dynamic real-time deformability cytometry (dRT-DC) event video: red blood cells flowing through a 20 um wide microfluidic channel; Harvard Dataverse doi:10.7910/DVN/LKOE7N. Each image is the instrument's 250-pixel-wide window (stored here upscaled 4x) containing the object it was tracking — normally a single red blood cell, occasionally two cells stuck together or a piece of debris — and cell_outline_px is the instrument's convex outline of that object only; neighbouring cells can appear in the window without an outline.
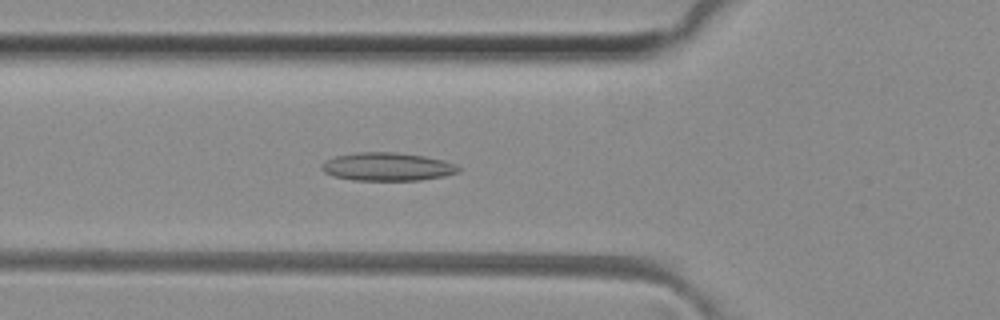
{"species": "common noctule bat (a hibernating species)", "species_latin": "Nyctalus noctula", "temperature_condition": "room temperature", "stored_images_in_passage": 38, "camera_frame_rate_fps": 3000, "um_per_image_px": 0.085, "animal": {"sex": "female", "body_mass_g": 29.2, "forearm_length_mm": 56.3}, "frame": {"image": 1, "passage_image": 6, "time_ms": 1.667, "image_size_px": [1000, 320], "cell_outline_px": [[460, 172], [444, 176], [420, 180], [352, 180], [332, 176], [324, 172], [320, 168], [320, 164], [336, 156], [356, 152], [396, 152], [424, 156], [444, 160], [456, 164], [460, 168]], "centroid_in_image_um": [32.92, 14.17], "position_along_channel_um": 92.9, "area_um2": 22.6}}
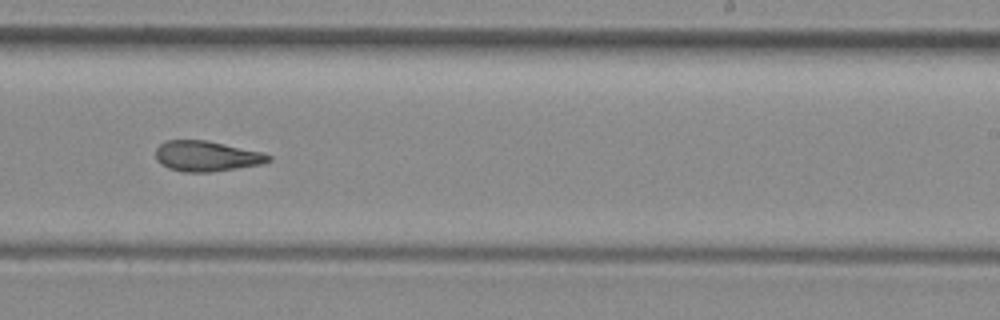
{"frame": {"image": 2, "passage_image": 19, "time_ms": 6.0, "image_size_px": [1000, 320], "cell_outline_px": [[272, 160], [260, 164], [212, 172], [184, 172], [168, 168], [156, 160], [156, 148], [164, 140], [204, 140], [264, 152], [272, 156]], "centroid_in_image_um": [17.55, 13.27], "position_along_channel_um": 271.4, "area_um2": 20.0}}
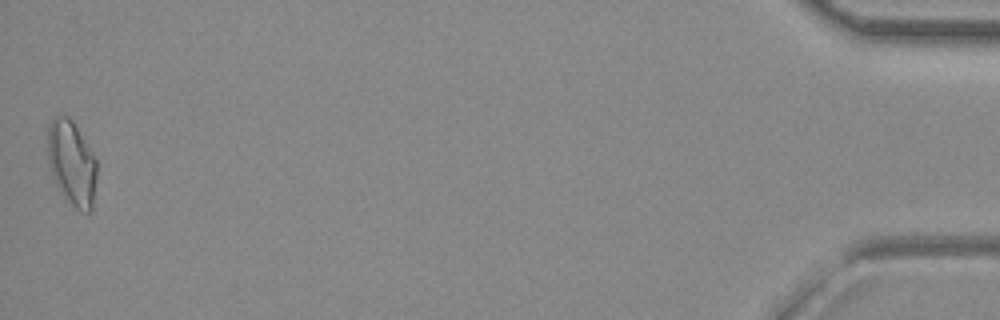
{"frame": {"image": 3, "passage_image": 38, "time_ms": 12.333, "image_size_px": [1000, 320], "cell_outline_px": [[96, 176], [92, 212], [80, 212], [64, 200], [52, 176], [48, 164], [48, 124], [52, 116], [68, 116], [72, 120], [96, 160]], "centroid_in_image_um": [6.07, 13.91], "position_along_channel_um": 429.1, "area_um2": 24.45}, "authors_computed_cell_mechanics": {"area_um2": 20.4612, "velocity_mm_per_s": 4.1185, "shape_relaxation_time_tau1_ms": null, "shape_relaxation_time_tau2_ms": 2.5103, "deformation_change_tau1": null, "deformation_change_tau2": 0.1097}}